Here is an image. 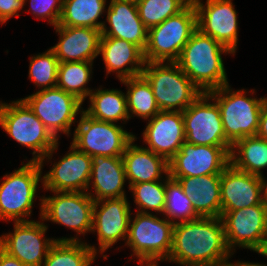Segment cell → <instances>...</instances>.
<instances>
[{
	"instance_id": "obj_1",
	"label": "cell",
	"mask_w": 267,
	"mask_h": 266,
	"mask_svg": "<svg viewBox=\"0 0 267 266\" xmlns=\"http://www.w3.org/2000/svg\"><path fill=\"white\" fill-rule=\"evenodd\" d=\"M231 255L221 217H198L174 224L167 261L181 266H214L228 262Z\"/></svg>"
},
{
	"instance_id": "obj_2",
	"label": "cell",
	"mask_w": 267,
	"mask_h": 266,
	"mask_svg": "<svg viewBox=\"0 0 267 266\" xmlns=\"http://www.w3.org/2000/svg\"><path fill=\"white\" fill-rule=\"evenodd\" d=\"M229 49L197 29L183 47L176 61L183 73L203 92L229 84L222 54Z\"/></svg>"
},
{
	"instance_id": "obj_3",
	"label": "cell",
	"mask_w": 267,
	"mask_h": 266,
	"mask_svg": "<svg viewBox=\"0 0 267 266\" xmlns=\"http://www.w3.org/2000/svg\"><path fill=\"white\" fill-rule=\"evenodd\" d=\"M0 126L16 142L33 149V158L29 161L39 162L42 167L45 158L51 160L58 148V140L22 98L11 104L0 102Z\"/></svg>"
},
{
	"instance_id": "obj_4",
	"label": "cell",
	"mask_w": 267,
	"mask_h": 266,
	"mask_svg": "<svg viewBox=\"0 0 267 266\" xmlns=\"http://www.w3.org/2000/svg\"><path fill=\"white\" fill-rule=\"evenodd\" d=\"M141 75L151 85L160 111L183 112L203 94L176 62H145Z\"/></svg>"
},
{
	"instance_id": "obj_5",
	"label": "cell",
	"mask_w": 267,
	"mask_h": 266,
	"mask_svg": "<svg viewBox=\"0 0 267 266\" xmlns=\"http://www.w3.org/2000/svg\"><path fill=\"white\" fill-rule=\"evenodd\" d=\"M233 91L229 84L208 92L220 108L226 139L233 145L244 137L256 136L264 97H247V91Z\"/></svg>"
},
{
	"instance_id": "obj_6",
	"label": "cell",
	"mask_w": 267,
	"mask_h": 266,
	"mask_svg": "<svg viewBox=\"0 0 267 266\" xmlns=\"http://www.w3.org/2000/svg\"><path fill=\"white\" fill-rule=\"evenodd\" d=\"M197 29V12L190 3L177 15L148 30L145 62H176Z\"/></svg>"
},
{
	"instance_id": "obj_7",
	"label": "cell",
	"mask_w": 267,
	"mask_h": 266,
	"mask_svg": "<svg viewBox=\"0 0 267 266\" xmlns=\"http://www.w3.org/2000/svg\"><path fill=\"white\" fill-rule=\"evenodd\" d=\"M42 166L39 162L28 161L13 173L3 176L0 184V220L14 222L31 221L38 183H42ZM41 178V179H40Z\"/></svg>"
},
{
	"instance_id": "obj_8",
	"label": "cell",
	"mask_w": 267,
	"mask_h": 266,
	"mask_svg": "<svg viewBox=\"0 0 267 266\" xmlns=\"http://www.w3.org/2000/svg\"><path fill=\"white\" fill-rule=\"evenodd\" d=\"M173 227L167 218L136 212L134 220L130 218L125 244L139 262L167 261L172 248Z\"/></svg>"
},
{
	"instance_id": "obj_9",
	"label": "cell",
	"mask_w": 267,
	"mask_h": 266,
	"mask_svg": "<svg viewBox=\"0 0 267 266\" xmlns=\"http://www.w3.org/2000/svg\"><path fill=\"white\" fill-rule=\"evenodd\" d=\"M80 114L71 144L90 157H122L135 135L116 123L93 119L84 111Z\"/></svg>"
},
{
	"instance_id": "obj_10",
	"label": "cell",
	"mask_w": 267,
	"mask_h": 266,
	"mask_svg": "<svg viewBox=\"0 0 267 266\" xmlns=\"http://www.w3.org/2000/svg\"><path fill=\"white\" fill-rule=\"evenodd\" d=\"M22 100L57 140L58 132L69 136L72 123L78 122L75 117L83 112L82 101L57 87L40 89Z\"/></svg>"
},
{
	"instance_id": "obj_11",
	"label": "cell",
	"mask_w": 267,
	"mask_h": 266,
	"mask_svg": "<svg viewBox=\"0 0 267 266\" xmlns=\"http://www.w3.org/2000/svg\"><path fill=\"white\" fill-rule=\"evenodd\" d=\"M48 226L40 221L14 222V232L0 237V248L27 266H42L56 241H81L78 237L47 239Z\"/></svg>"
},
{
	"instance_id": "obj_12",
	"label": "cell",
	"mask_w": 267,
	"mask_h": 266,
	"mask_svg": "<svg viewBox=\"0 0 267 266\" xmlns=\"http://www.w3.org/2000/svg\"><path fill=\"white\" fill-rule=\"evenodd\" d=\"M53 193V196L41 197L40 219L73 229L77 235L91 232L95 201L89 194L63 191Z\"/></svg>"
},
{
	"instance_id": "obj_13",
	"label": "cell",
	"mask_w": 267,
	"mask_h": 266,
	"mask_svg": "<svg viewBox=\"0 0 267 266\" xmlns=\"http://www.w3.org/2000/svg\"><path fill=\"white\" fill-rule=\"evenodd\" d=\"M209 100L212 103H208ZM182 116L187 143L200 146L232 147L225 136L220 108L208 93L201 94L182 112Z\"/></svg>"
},
{
	"instance_id": "obj_14",
	"label": "cell",
	"mask_w": 267,
	"mask_h": 266,
	"mask_svg": "<svg viewBox=\"0 0 267 266\" xmlns=\"http://www.w3.org/2000/svg\"><path fill=\"white\" fill-rule=\"evenodd\" d=\"M266 215L267 206L263 202L234 211H221L226 243L232 253L238 246L262 254Z\"/></svg>"
},
{
	"instance_id": "obj_15",
	"label": "cell",
	"mask_w": 267,
	"mask_h": 266,
	"mask_svg": "<svg viewBox=\"0 0 267 266\" xmlns=\"http://www.w3.org/2000/svg\"><path fill=\"white\" fill-rule=\"evenodd\" d=\"M231 147L200 146L187 143L169 161L170 177L221 174L230 164Z\"/></svg>"
},
{
	"instance_id": "obj_16",
	"label": "cell",
	"mask_w": 267,
	"mask_h": 266,
	"mask_svg": "<svg viewBox=\"0 0 267 266\" xmlns=\"http://www.w3.org/2000/svg\"><path fill=\"white\" fill-rule=\"evenodd\" d=\"M193 0L197 28L229 49L233 54L238 44L237 12L232 0Z\"/></svg>"
},
{
	"instance_id": "obj_17",
	"label": "cell",
	"mask_w": 267,
	"mask_h": 266,
	"mask_svg": "<svg viewBox=\"0 0 267 266\" xmlns=\"http://www.w3.org/2000/svg\"><path fill=\"white\" fill-rule=\"evenodd\" d=\"M130 218V203L126 197L95 201L91 232H97L99 252L103 254L119 240L127 239Z\"/></svg>"
},
{
	"instance_id": "obj_18",
	"label": "cell",
	"mask_w": 267,
	"mask_h": 266,
	"mask_svg": "<svg viewBox=\"0 0 267 266\" xmlns=\"http://www.w3.org/2000/svg\"><path fill=\"white\" fill-rule=\"evenodd\" d=\"M69 153L55 162L42 178L44 189L63 192H87L92 169V157L70 145Z\"/></svg>"
},
{
	"instance_id": "obj_19",
	"label": "cell",
	"mask_w": 267,
	"mask_h": 266,
	"mask_svg": "<svg viewBox=\"0 0 267 266\" xmlns=\"http://www.w3.org/2000/svg\"><path fill=\"white\" fill-rule=\"evenodd\" d=\"M142 134L146 149L169 162L185 142L182 112L160 111L148 120Z\"/></svg>"
},
{
	"instance_id": "obj_20",
	"label": "cell",
	"mask_w": 267,
	"mask_h": 266,
	"mask_svg": "<svg viewBox=\"0 0 267 266\" xmlns=\"http://www.w3.org/2000/svg\"><path fill=\"white\" fill-rule=\"evenodd\" d=\"M222 211L259 205L262 201L260 176L235 168L231 163L220 174Z\"/></svg>"
},
{
	"instance_id": "obj_21",
	"label": "cell",
	"mask_w": 267,
	"mask_h": 266,
	"mask_svg": "<svg viewBox=\"0 0 267 266\" xmlns=\"http://www.w3.org/2000/svg\"><path fill=\"white\" fill-rule=\"evenodd\" d=\"M106 22L101 36L115 37L138 46L143 52L147 46L148 29L139 17L137 4L125 0H110ZM109 29V30H108Z\"/></svg>"
},
{
	"instance_id": "obj_22",
	"label": "cell",
	"mask_w": 267,
	"mask_h": 266,
	"mask_svg": "<svg viewBox=\"0 0 267 266\" xmlns=\"http://www.w3.org/2000/svg\"><path fill=\"white\" fill-rule=\"evenodd\" d=\"M60 35L58 43L51 49L59 63L93 62L99 55L101 30L91 27L55 26Z\"/></svg>"
},
{
	"instance_id": "obj_23",
	"label": "cell",
	"mask_w": 267,
	"mask_h": 266,
	"mask_svg": "<svg viewBox=\"0 0 267 266\" xmlns=\"http://www.w3.org/2000/svg\"><path fill=\"white\" fill-rule=\"evenodd\" d=\"M100 53L107 75L116 72L121 81L142 74L145 66L144 52L133 43L115 37L101 36L99 55Z\"/></svg>"
},
{
	"instance_id": "obj_24",
	"label": "cell",
	"mask_w": 267,
	"mask_h": 266,
	"mask_svg": "<svg viewBox=\"0 0 267 266\" xmlns=\"http://www.w3.org/2000/svg\"><path fill=\"white\" fill-rule=\"evenodd\" d=\"M93 179V180H92ZM126 174L122 157L95 155L92 157L91 177L88 185L94 194L87 192L94 201L126 197ZM92 184V185H91Z\"/></svg>"
},
{
	"instance_id": "obj_25",
	"label": "cell",
	"mask_w": 267,
	"mask_h": 266,
	"mask_svg": "<svg viewBox=\"0 0 267 266\" xmlns=\"http://www.w3.org/2000/svg\"><path fill=\"white\" fill-rule=\"evenodd\" d=\"M135 140L136 136L126 146L122 155L129 186L142 182L159 181L163 179L162 173L165 176L169 175V162L146 147L137 146L134 144Z\"/></svg>"
},
{
	"instance_id": "obj_26",
	"label": "cell",
	"mask_w": 267,
	"mask_h": 266,
	"mask_svg": "<svg viewBox=\"0 0 267 266\" xmlns=\"http://www.w3.org/2000/svg\"><path fill=\"white\" fill-rule=\"evenodd\" d=\"M171 178L180 183L183 192L190 197L194 211L200 217H221L220 174Z\"/></svg>"
},
{
	"instance_id": "obj_27",
	"label": "cell",
	"mask_w": 267,
	"mask_h": 266,
	"mask_svg": "<svg viewBox=\"0 0 267 266\" xmlns=\"http://www.w3.org/2000/svg\"><path fill=\"white\" fill-rule=\"evenodd\" d=\"M95 91V92H94ZM91 104L83 110L91 118L116 123L119 120H129L126 94L121 90L102 89L93 90L89 95Z\"/></svg>"
},
{
	"instance_id": "obj_28",
	"label": "cell",
	"mask_w": 267,
	"mask_h": 266,
	"mask_svg": "<svg viewBox=\"0 0 267 266\" xmlns=\"http://www.w3.org/2000/svg\"><path fill=\"white\" fill-rule=\"evenodd\" d=\"M230 163L239 170L262 176L261 169L267 168V140L250 136L236 141L231 147Z\"/></svg>"
},
{
	"instance_id": "obj_29",
	"label": "cell",
	"mask_w": 267,
	"mask_h": 266,
	"mask_svg": "<svg viewBox=\"0 0 267 266\" xmlns=\"http://www.w3.org/2000/svg\"><path fill=\"white\" fill-rule=\"evenodd\" d=\"M106 0H63L61 26L102 29L105 22L98 21L106 9Z\"/></svg>"
},
{
	"instance_id": "obj_30",
	"label": "cell",
	"mask_w": 267,
	"mask_h": 266,
	"mask_svg": "<svg viewBox=\"0 0 267 266\" xmlns=\"http://www.w3.org/2000/svg\"><path fill=\"white\" fill-rule=\"evenodd\" d=\"M96 246L82 241H56L42 266H91L97 257Z\"/></svg>"
},
{
	"instance_id": "obj_31",
	"label": "cell",
	"mask_w": 267,
	"mask_h": 266,
	"mask_svg": "<svg viewBox=\"0 0 267 266\" xmlns=\"http://www.w3.org/2000/svg\"><path fill=\"white\" fill-rule=\"evenodd\" d=\"M127 86L126 102L129 118L137 116L144 120L153 118L160 112L151 85L142 76L121 80Z\"/></svg>"
},
{
	"instance_id": "obj_32",
	"label": "cell",
	"mask_w": 267,
	"mask_h": 266,
	"mask_svg": "<svg viewBox=\"0 0 267 266\" xmlns=\"http://www.w3.org/2000/svg\"><path fill=\"white\" fill-rule=\"evenodd\" d=\"M92 66L93 62L88 61L59 63L56 87L84 102L93 91V89L86 88L92 78Z\"/></svg>"
},
{
	"instance_id": "obj_33",
	"label": "cell",
	"mask_w": 267,
	"mask_h": 266,
	"mask_svg": "<svg viewBox=\"0 0 267 266\" xmlns=\"http://www.w3.org/2000/svg\"><path fill=\"white\" fill-rule=\"evenodd\" d=\"M166 178V200L164 207V216L173 223L186 222L194 220L200 217L193 209L192 201L188 195H186L180 183L171 178L169 175ZM176 218L179 220L175 221Z\"/></svg>"
},
{
	"instance_id": "obj_34",
	"label": "cell",
	"mask_w": 267,
	"mask_h": 266,
	"mask_svg": "<svg viewBox=\"0 0 267 266\" xmlns=\"http://www.w3.org/2000/svg\"><path fill=\"white\" fill-rule=\"evenodd\" d=\"M192 2L193 0H140L137 8L141 21L149 30L177 15Z\"/></svg>"
},
{
	"instance_id": "obj_35",
	"label": "cell",
	"mask_w": 267,
	"mask_h": 266,
	"mask_svg": "<svg viewBox=\"0 0 267 266\" xmlns=\"http://www.w3.org/2000/svg\"><path fill=\"white\" fill-rule=\"evenodd\" d=\"M164 181V182H163ZM134 202L139 207L137 212L150 213L148 210L163 214L166 200V179L142 182L129 186Z\"/></svg>"
},
{
	"instance_id": "obj_36",
	"label": "cell",
	"mask_w": 267,
	"mask_h": 266,
	"mask_svg": "<svg viewBox=\"0 0 267 266\" xmlns=\"http://www.w3.org/2000/svg\"><path fill=\"white\" fill-rule=\"evenodd\" d=\"M59 60L50 48L42 54L30 58L29 78L34 84L44 89L55 88L57 85Z\"/></svg>"
},
{
	"instance_id": "obj_37",
	"label": "cell",
	"mask_w": 267,
	"mask_h": 266,
	"mask_svg": "<svg viewBox=\"0 0 267 266\" xmlns=\"http://www.w3.org/2000/svg\"><path fill=\"white\" fill-rule=\"evenodd\" d=\"M30 5V10L36 19L48 18V22L54 27L59 24L63 0H30Z\"/></svg>"
},
{
	"instance_id": "obj_38",
	"label": "cell",
	"mask_w": 267,
	"mask_h": 266,
	"mask_svg": "<svg viewBox=\"0 0 267 266\" xmlns=\"http://www.w3.org/2000/svg\"><path fill=\"white\" fill-rule=\"evenodd\" d=\"M24 6V0H0V23H5L13 16L19 17L18 12Z\"/></svg>"
},
{
	"instance_id": "obj_39",
	"label": "cell",
	"mask_w": 267,
	"mask_h": 266,
	"mask_svg": "<svg viewBox=\"0 0 267 266\" xmlns=\"http://www.w3.org/2000/svg\"><path fill=\"white\" fill-rule=\"evenodd\" d=\"M256 136L267 140V97L263 99V106L259 117V128Z\"/></svg>"
},
{
	"instance_id": "obj_40",
	"label": "cell",
	"mask_w": 267,
	"mask_h": 266,
	"mask_svg": "<svg viewBox=\"0 0 267 266\" xmlns=\"http://www.w3.org/2000/svg\"><path fill=\"white\" fill-rule=\"evenodd\" d=\"M0 266H27L0 248Z\"/></svg>"
},
{
	"instance_id": "obj_41",
	"label": "cell",
	"mask_w": 267,
	"mask_h": 266,
	"mask_svg": "<svg viewBox=\"0 0 267 266\" xmlns=\"http://www.w3.org/2000/svg\"><path fill=\"white\" fill-rule=\"evenodd\" d=\"M260 182H261L262 201L267 206V180H265L264 175L260 176Z\"/></svg>"
},
{
	"instance_id": "obj_42",
	"label": "cell",
	"mask_w": 267,
	"mask_h": 266,
	"mask_svg": "<svg viewBox=\"0 0 267 266\" xmlns=\"http://www.w3.org/2000/svg\"><path fill=\"white\" fill-rule=\"evenodd\" d=\"M266 252H267V215H266L265 233L262 241V254L264 255Z\"/></svg>"
},
{
	"instance_id": "obj_43",
	"label": "cell",
	"mask_w": 267,
	"mask_h": 266,
	"mask_svg": "<svg viewBox=\"0 0 267 266\" xmlns=\"http://www.w3.org/2000/svg\"><path fill=\"white\" fill-rule=\"evenodd\" d=\"M233 266H267V264H260V263H250V262H236V263H231Z\"/></svg>"
},
{
	"instance_id": "obj_44",
	"label": "cell",
	"mask_w": 267,
	"mask_h": 266,
	"mask_svg": "<svg viewBox=\"0 0 267 266\" xmlns=\"http://www.w3.org/2000/svg\"><path fill=\"white\" fill-rule=\"evenodd\" d=\"M140 266H158V262H138Z\"/></svg>"
},
{
	"instance_id": "obj_45",
	"label": "cell",
	"mask_w": 267,
	"mask_h": 266,
	"mask_svg": "<svg viewBox=\"0 0 267 266\" xmlns=\"http://www.w3.org/2000/svg\"><path fill=\"white\" fill-rule=\"evenodd\" d=\"M214 266H233L232 264H231V262H225V263H222V264H218V265H214Z\"/></svg>"
},
{
	"instance_id": "obj_46",
	"label": "cell",
	"mask_w": 267,
	"mask_h": 266,
	"mask_svg": "<svg viewBox=\"0 0 267 266\" xmlns=\"http://www.w3.org/2000/svg\"><path fill=\"white\" fill-rule=\"evenodd\" d=\"M125 1L133 2L137 4L140 0H125Z\"/></svg>"
}]
</instances>
